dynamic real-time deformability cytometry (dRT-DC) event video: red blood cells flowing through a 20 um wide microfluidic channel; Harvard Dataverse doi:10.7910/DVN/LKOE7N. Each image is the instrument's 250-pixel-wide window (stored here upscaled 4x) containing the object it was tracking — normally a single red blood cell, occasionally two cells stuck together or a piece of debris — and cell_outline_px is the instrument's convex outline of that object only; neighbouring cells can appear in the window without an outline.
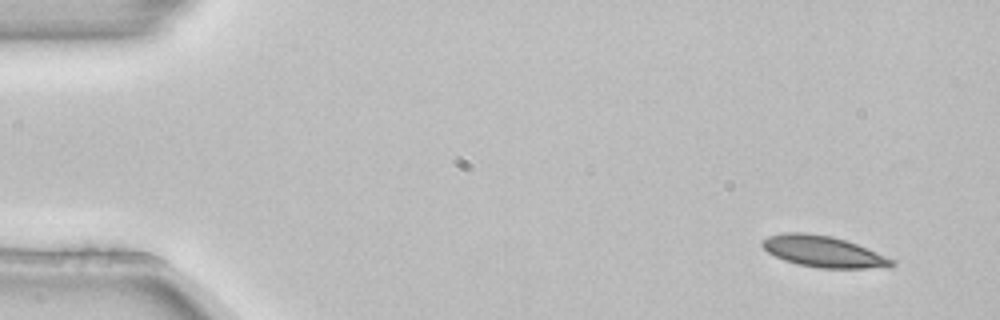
{"species": "common noctule bat (a hibernating species)", "species_latin": "Nyctalus noctula", "temperature_condition": "room temperature", "stored_images_in_passage": 5, "camera_frame_rate_fps": 3000, "um_per_image_px": 0.085, "animal": {"sex": "female", "body_mass_g": 22.7, "forearm_length_mm": 54.2}, "frame": {"image": 1, "passage_image": 1, "time_ms": 0.0, "image_size_px": [1000, 320], "cell_outline_px": [[896, 264], [892, 268], [820, 268], [800, 264], [784, 260], [768, 252], [760, 244], [760, 240], [768, 236], [784, 232], [808, 232], [832, 236], [856, 244], [896, 260]], "centroid_in_image_um": [70.0, 21.38], "position_along_channel_um": 15.0, "area_um2": 23.7}}
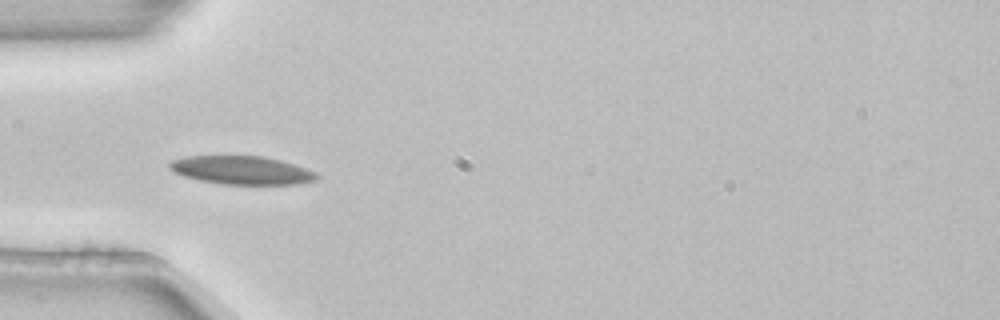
{"frame": {"image": 2, "passage_image": 4, "time_ms": 1.0, "image_size_px": [1000, 320], "cell_outline_px": [[320, 176], [316, 180], [296, 184], [224, 184], [200, 180], [184, 176], [168, 168], [168, 164], [172, 160], [184, 156], [264, 156], [280, 160], [316, 172]], "centroid_in_image_um": [20.54, 14.46], "position_along_channel_um": 64.5, "area_um2": 24.16}}